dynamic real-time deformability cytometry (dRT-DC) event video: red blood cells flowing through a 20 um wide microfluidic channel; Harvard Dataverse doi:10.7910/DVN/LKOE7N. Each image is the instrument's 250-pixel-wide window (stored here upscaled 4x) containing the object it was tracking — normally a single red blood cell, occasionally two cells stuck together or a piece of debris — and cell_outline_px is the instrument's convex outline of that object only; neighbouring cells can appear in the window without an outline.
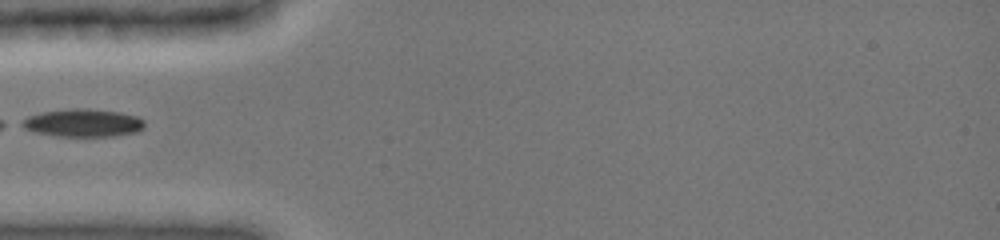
{"species": "common noctule bat (a hibernating species)", "species_latin": "Nyctalus noctula", "temperature_condition": "cold", "stored_images_in_passage": 20, "camera_frame_rate_fps": 3000, "um_per_image_px": 0.085, "animal": {"sex": "female", "body_mass_g": 19.0, "forearm_length_mm": 51.5}, "frame": {"image": 1, "passage_image": 1, "time_ms": 0.0, "image_size_px": [1000, 240], "cell_outline_px": [[144, 128], [136, 132], [116, 136], [56, 136], [36, 132], [24, 128], [16, 124], [20, 120], [28, 116], [40, 112], [72, 108], [84, 108], [120, 112], [136, 116], [144, 120]], "centroid_in_image_um": [7.01, 10.44], "position_along_channel_um": 78.0, "area_um2": 20.11}}
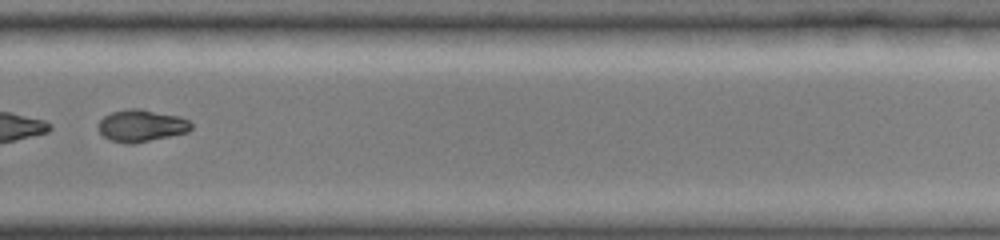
{"frame": {"image": 2, "passage_image": 12, "time_ms": 6.0, "image_size_px": [1000, 240], "cell_outline_px": [[192, 128], [188, 132], [132, 144], [128, 144], [108, 140], [100, 132], [100, 120], [104, 116], [112, 112], [128, 108], [140, 108], [180, 116], [188, 120], [192, 124]], "centroid_in_image_um": [12.03, 10.67], "position_along_channel_um": 317.8, "area_um2": 17.34}}